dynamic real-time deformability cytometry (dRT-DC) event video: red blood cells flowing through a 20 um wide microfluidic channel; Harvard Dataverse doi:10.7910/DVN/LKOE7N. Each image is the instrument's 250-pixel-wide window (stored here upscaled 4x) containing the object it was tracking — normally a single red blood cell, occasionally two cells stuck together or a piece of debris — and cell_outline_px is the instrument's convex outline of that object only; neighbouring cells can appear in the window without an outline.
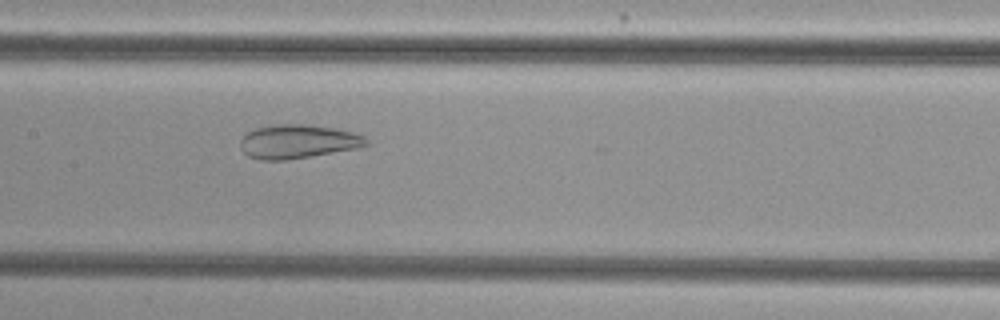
{"species": "common noctule bat (a hibernating species)", "species_latin": "Nyctalus noctula", "temperature_condition": "cold", "stored_images_in_passage": 51, "camera_frame_rate_fps": 3000, "um_per_image_px": 0.085, "animal": {"sex": "female", "body_mass_g": 29.2, "forearm_length_mm": 56.3}, "frame": {"image": 1, "passage_image": 24, "time_ms": 7.667, "image_size_px": [1000, 320], "cell_outline_px": [[368, 144], [360, 148], [288, 160], [260, 160], [248, 156], [240, 148], [240, 140], [248, 132], [256, 128], [276, 124], [304, 124], [336, 128], [352, 132], [364, 136], [368, 140]], "centroid_in_image_um": [25.33, 12.04], "position_along_channel_um": 182.1, "area_um2": 24.97}}
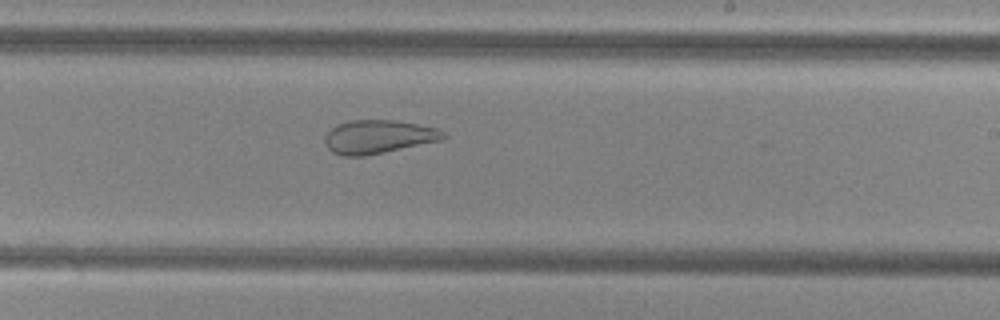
{"frame": {"image": 2, "passage_image": 30, "time_ms": 9.667, "image_size_px": [1000, 320], "cell_outline_px": [[448, 136], [444, 140], [364, 156], [344, 156], [332, 152], [324, 144], [324, 136], [336, 124], [348, 120], [396, 120], [436, 128], [444, 132]], "centroid_in_image_um": [32.15, 11.62], "position_along_channel_um": 256.8, "area_um2": 23.29}}
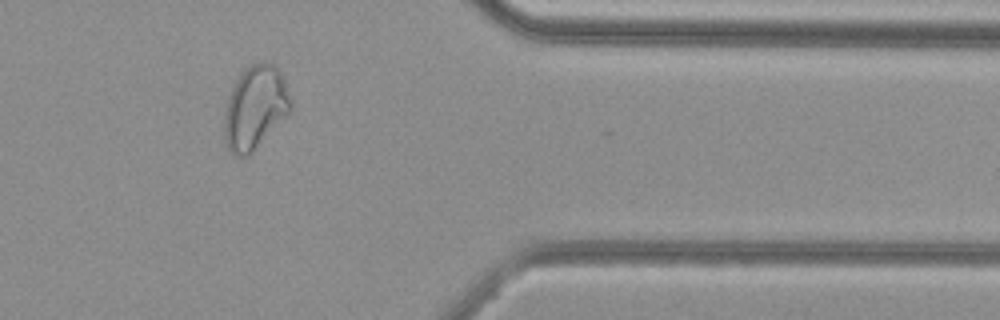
{"frame": {"image": 3, "passage_image": 42, "time_ms": 13.667, "image_size_px": [1000, 320], "cell_outline_px": [[292, 108], [252, 152], [248, 156], [232, 156], [228, 152], [224, 144], [224, 112], [228, 96], [232, 84], [240, 72], [252, 64], [260, 60], [268, 60], [280, 72], [284, 80], [292, 104]], "centroid_in_image_um": [21.62, 9.13], "position_along_channel_um": 389.8, "area_um2": 32.48}}